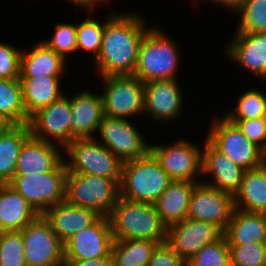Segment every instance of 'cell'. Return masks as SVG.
I'll use <instances>...</instances> for the list:
<instances>
[{"label":"cell","instance_id":"obj_17","mask_svg":"<svg viewBox=\"0 0 266 266\" xmlns=\"http://www.w3.org/2000/svg\"><path fill=\"white\" fill-rule=\"evenodd\" d=\"M177 82L173 79L144 83V114L162 122L178 118L184 99Z\"/></svg>","mask_w":266,"mask_h":266},{"label":"cell","instance_id":"obj_21","mask_svg":"<svg viewBox=\"0 0 266 266\" xmlns=\"http://www.w3.org/2000/svg\"><path fill=\"white\" fill-rule=\"evenodd\" d=\"M58 147L30 136L21 147L15 175H38L54 171L66 160Z\"/></svg>","mask_w":266,"mask_h":266},{"label":"cell","instance_id":"obj_12","mask_svg":"<svg viewBox=\"0 0 266 266\" xmlns=\"http://www.w3.org/2000/svg\"><path fill=\"white\" fill-rule=\"evenodd\" d=\"M71 116L70 98L63 95L30 116L31 136L64 149L71 142Z\"/></svg>","mask_w":266,"mask_h":266},{"label":"cell","instance_id":"obj_1","mask_svg":"<svg viewBox=\"0 0 266 266\" xmlns=\"http://www.w3.org/2000/svg\"><path fill=\"white\" fill-rule=\"evenodd\" d=\"M145 23L135 12L107 17L101 50L94 60L101 77L134 75L139 46L148 29Z\"/></svg>","mask_w":266,"mask_h":266},{"label":"cell","instance_id":"obj_28","mask_svg":"<svg viewBox=\"0 0 266 266\" xmlns=\"http://www.w3.org/2000/svg\"><path fill=\"white\" fill-rule=\"evenodd\" d=\"M61 77L19 78L22 85L23 104L29 117L38 109L64 95L59 87Z\"/></svg>","mask_w":266,"mask_h":266},{"label":"cell","instance_id":"obj_40","mask_svg":"<svg viewBox=\"0 0 266 266\" xmlns=\"http://www.w3.org/2000/svg\"><path fill=\"white\" fill-rule=\"evenodd\" d=\"M253 144L266 153V117L230 120Z\"/></svg>","mask_w":266,"mask_h":266},{"label":"cell","instance_id":"obj_15","mask_svg":"<svg viewBox=\"0 0 266 266\" xmlns=\"http://www.w3.org/2000/svg\"><path fill=\"white\" fill-rule=\"evenodd\" d=\"M113 234L109 218L100 216L92 225L64 243L65 261L112 257Z\"/></svg>","mask_w":266,"mask_h":266},{"label":"cell","instance_id":"obj_34","mask_svg":"<svg viewBox=\"0 0 266 266\" xmlns=\"http://www.w3.org/2000/svg\"><path fill=\"white\" fill-rule=\"evenodd\" d=\"M186 266H231L229 246L225 235L205 245L186 263Z\"/></svg>","mask_w":266,"mask_h":266},{"label":"cell","instance_id":"obj_24","mask_svg":"<svg viewBox=\"0 0 266 266\" xmlns=\"http://www.w3.org/2000/svg\"><path fill=\"white\" fill-rule=\"evenodd\" d=\"M224 235L228 245L266 244V213L235 208Z\"/></svg>","mask_w":266,"mask_h":266},{"label":"cell","instance_id":"obj_7","mask_svg":"<svg viewBox=\"0 0 266 266\" xmlns=\"http://www.w3.org/2000/svg\"><path fill=\"white\" fill-rule=\"evenodd\" d=\"M65 160L54 170L34 175H14L8 183L42 215L48 208L65 200Z\"/></svg>","mask_w":266,"mask_h":266},{"label":"cell","instance_id":"obj_44","mask_svg":"<svg viewBox=\"0 0 266 266\" xmlns=\"http://www.w3.org/2000/svg\"><path fill=\"white\" fill-rule=\"evenodd\" d=\"M69 2L74 3L77 6H80L82 8L85 9H90L93 10L92 8H94V6L98 3H100V5L104 2V3H108V0H68Z\"/></svg>","mask_w":266,"mask_h":266},{"label":"cell","instance_id":"obj_4","mask_svg":"<svg viewBox=\"0 0 266 266\" xmlns=\"http://www.w3.org/2000/svg\"><path fill=\"white\" fill-rule=\"evenodd\" d=\"M172 181L149 153L145 157L122 163L120 197L154 204Z\"/></svg>","mask_w":266,"mask_h":266},{"label":"cell","instance_id":"obj_13","mask_svg":"<svg viewBox=\"0 0 266 266\" xmlns=\"http://www.w3.org/2000/svg\"><path fill=\"white\" fill-rule=\"evenodd\" d=\"M97 132L102 144L122 162L139 159L150 153V145L128 119L104 115Z\"/></svg>","mask_w":266,"mask_h":266},{"label":"cell","instance_id":"obj_33","mask_svg":"<svg viewBox=\"0 0 266 266\" xmlns=\"http://www.w3.org/2000/svg\"><path fill=\"white\" fill-rule=\"evenodd\" d=\"M237 106L225 117L229 120L254 119L266 117V94L260 90H247L237 98Z\"/></svg>","mask_w":266,"mask_h":266},{"label":"cell","instance_id":"obj_41","mask_svg":"<svg viewBox=\"0 0 266 266\" xmlns=\"http://www.w3.org/2000/svg\"><path fill=\"white\" fill-rule=\"evenodd\" d=\"M147 266H186V263L165 242L156 246Z\"/></svg>","mask_w":266,"mask_h":266},{"label":"cell","instance_id":"obj_18","mask_svg":"<svg viewBox=\"0 0 266 266\" xmlns=\"http://www.w3.org/2000/svg\"><path fill=\"white\" fill-rule=\"evenodd\" d=\"M203 148L201 174H212L213 180L202 182L234 196L240 189L246 170L234 164L207 139Z\"/></svg>","mask_w":266,"mask_h":266},{"label":"cell","instance_id":"obj_42","mask_svg":"<svg viewBox=\"0 0 266 266\" xmlns=\"http://www.w3.org/2000/svg\"><path fill=\"white\" fill-rule=\"evenodd\" d=\"M112 263V257H99L90 260L65 261L64 266H111Z\"/></svg>","mask_w":266,"mask_h":266},{"label":"cell","instance_id":"obj_32","mask_svg":"<svg viewBox=\"0 0 266 266\" xmlns=\"http://www.w3.org/2000/svg\"><path fill=\"white\" fill-rule=\"evenodd\" d=\"M235 13L240 16L236 32L266 33V0H245Z\"/></svg>","mask_w":266,"mask_h":266},{"label":"cell","instance_id":"obj_14","mask_svg":"<svg viewBox=\"0 0 266 266\" xmlns=\"http://www.w3.org/2000/svg\"><path fill=\"white\" fill-rule=\"evenodd\" d=\"M234 209L233 195L198 182L191 194L187 218L210 222L224 232Z\"/></svg>","mask_w":266,"mask_h":266},{"label":"cell","instance_id":"obj_26","mask_svg":"<svg viewBox=\"0 0 266 266\" xmlns=\"http://www.w3.org/2000/svg\"><path fill=\"white\" fill-rule=\"evenodd\" d=\"M197 183L172 181L154 203L157 213L167 228L187 218L191 194Z\"/></svg>","mask_w":266,"mask_h":266},{"label":"cell","instance_id":"obj_11","mask_svg":"<svg viewBox=\"0 0 266 266\" xmlns=\"http://www.w3.org/2000/svg\"><path fill=\"white\" fill-rule=\"evenodd\" d=\"M150 153L173 181H198L201 174L202 150L188 140H178L173 144L150 145Z\"/></svg>","mask_w":266,"mask_h":266},{"label":"cell","instance_id":"obj_23","mask_svg":"<svg viewBox=\"0 0 266 266\" xmlns=\"http://www.w3.org/2000/svg\"><path fill=\"white\" fill-rule=\"evenodd\" d=\"M40 214L9 184H0V232L20 231Z\"/></svg>","mask_w":266,"mask_h":266},{"label":"cell","instance_id":"obj_5","mask_svg":"<svg viewBox=\"0 0 266 266\" xmlns=\"http://www.w3.org/2000/svg\"><path fill=\"white\" fill-rule=\"evenodd\" d=\"M121 179H109L85 173H67L65 201L89 208L108 217L120 197Z\"/></svg>","mask_w":266,"mask_h":266},{"label":"cell","instance_id":"obj_19","mask_svg":"<svg viewBox=\"0 0 266 266\" xmlns=\"http://www.w3.org/2000/svg\"><path fill=\"white\" fill-rule=\"evenodd\" d=\"M71 104V142L78 139H94L104 116L101 94L83 90L70 98Z\"/></svg>","mask_w":266,"mask_h":266},{"label":"cell","instance_id":"obj_25","mask_svg":"<svg viewBox=\"0 0 266 266\" xmlns=\"http://www.w3.org/2000/svg\"><path fill=\"white\" fill-rule=\"evenodd\" d=\"M65 59L49 48L43 41L37 42L30 51L22 50L20 78L62 76L66 69Z\"/></svg>","mask_w":266,"mask_h":266},{"label":"cell","instance_id":"obj_6","mask_svg":"<svg viewBox=\"0 0 266 266\" xmlns=\"http://www.w3.org/2000/svg\"><path fill=\"white\" fill-rule=\"evenodd\" d=\"M94 139H78L65 148L70 158L67 173L92 174L109 179H121L122 161L105 145Z\"/></svg>","mask_w":266,"mask_h":266},{"label":"cell","instance_id":"obj_20","mask_svg":"<svg viewBox=\"0 0 266 266\" xmlns=\"http://www.w3.org/2000/svg\"><path fill=\"white\" fill-rule=\"evenodd\" d=\"M225 53L251 74L266 78V33L236 32Z\"/></svg>","mask_w":266,"mask_h":266},{"label":"cell","instance_id":"obj_8","mask_svg":"<svg viewBox=\"0 0 266 266\" xmlns=\"http://www.w3.org/2000/svg\"><path fill=\"white\" fill-rule=\"evenodd\" d=\"M206 139L234 164L245 170L254 169L265 163V153L253 144L237 125L225 116L213 119Z\"/></svg>","mask_w":266,"mask_h":266},{"label":"cell","instance_id":"obj_45","mask_svg":"<svg viewBox=\"0 0 266 266\" xmlns=\"http://www.w3.org/2000/svg\"><path fill=\"white\" fill-rule=\"evenodd\" d=\"M12 124L0 114V135L8 130Z\"/></svg>","mask_w":266,"mask_h":266},{"label":"cell","instance_id":"obj_16","mask_svg":"<svg viewBox=\"0 0 266 266\" xmlns=\"http://www.w3.org/2000/svg\"><path fill=\"white\" fill-rule=\"evenodd\" d=\"M223 234L215 224L186 218L168 227L166 243L187 263L200 249Z\"/></svg>","mask_w":266,"mask_h":266},{"label":"cell","instance_id":"obj_27","mask_svg":"<svg viewBox=\"0 0 266 266\" xmlns=\"http://www.w3.org/2000/svg\"><path fill=\"white\" fill-rule=\"evenodd\" d=\"M237 209L266 213V164L246 170L239 191L234 195Z\"/></svg>","mask_w":266,"mask_h":266},{"label":"cell","instance_id":"obj_3","mask_svg":"<svg viewBox=\"0 0 266 266\" xmlns=\"http://www.w3.org/2000/svg\"><path fill=\"white\" fill-rule=\"evenodd\" d=\"M164 33L159 27L148 28L141 40L134 76L144 83L177 78L178 47L175 40Z\"/></svg>","mask_w":266,"mask_h":266},{"label":"cell","instance_id":"obj_22","mask_svg":"<svg viewBox=\"0 0 266 266\" xmlns=\"http://www.w3.org/2000/svg\"><path fill=\"white\" fill-rule=\"evenodd\" d=\"M42 215L63 244L100 217L92 209L75 206L65 200L48 208Z\"/></svg>","mask_w":266,"mask_h":266},{"label":"cell","instance_id":"obj_37","mask_svg":"<svg viewBox=\"0 0 266 266\" xmlns=\"http://www.w3.org/2000/svg\"><path fill=\"white\" fill-rule=\"evenodd\" d=\"M231 266H265L266 244L228 245Z\"/></svg>","mask_w":266,"mask_h":266},{"label":"cell","instance_id":"obj_35","mask_svg":"<svg viewBox=\"0 0 266 266\" xmlns=\"http://www.w3.org/2000/svg\"><path fill=\"white\" fill-rule=\"evenodd\" d=\"M0 266H27L21 231L0 232Z\"/></svg>","mask_w":266,"mask_h":266},{"label":"cell","instance_id":"obj_43","mask_svg":"<svg viewBox=\"0 0 266 266\" xmlns=\"http://www.w3.org/2000/svg\"><path fill=\"white\" fill-rule=\"evenodd\" d=\"M206 1V0H205ZM209 2H215V3H220V5L222 4V6L226 9H232L234 12H236L244 3L245 0H207Z\"/></svg>","mask_w":266,"mask_h":266},{"label":"cell","instance_id":"obj_39","mask_svg":"<svg viewBox=\"0 0 266 266\" xmlns=\"http://www.w3.org/2000/svg\"><path fill=\"white\" fill-rule=\"evenodd\" d=\"M22 50L0 41V78H20V57Z\"/></svg>","mask_w":266,"mask_h":266},{"label":"cell","instance_id":"obj_10","mask_svg":"<svg viewBox=\"0 0 266 266\" xmlns=\"http://www.w3.org/2000/svg\"><path fill=\"white\" fill-rule=\"evenodd\" d=\"M20 231L27 266H64V244L43 215Z\"/></svg>","mask_w":266,"mask_h":266},{"label":"cell","instance_id":"obj_30","mask_svg":"<svg viewBox=\"0 0 266 266\" xmlns=\"http://www.w3.org/2000/svg\"><path fill=\"white\" fill-rule=\"evenodd\" d=\"M158 243L149 240H114L112 258L115 266H147Z\"/></svg>","mask_w":266,"mask_h":266},{"label":"cell","instance_id":"obj_9","mask_svg":"<svg viewBox=\"0 0 266 266\" xmlns=\"http://www.w3.org/2000/svg\"><path fill=\"white\" fill-rule=\"evenodd\" d=\"M104 115L127 119L144 114V82L134 75L101 77Z\"/></svg>","mask_w":266,"mask_h":266},{"label":"cell","instance_id":"obj_31","mask_svg":"<svg viewBox=\"0 0 266 266\" xmlns=\"http://www.w3.org/2000/svg\"><path fill=\"white\" fill-rule=\"evenodd\" d=\"M0 114L12 125L28 124L20 79L0 78Z\"/></svg>","mask_w":266,"mask_h":266},{"label":"cell","instance_id":"obj_29","mask_svg":"<svg viewBox=\"0 0 266 266\" xmlns=\"http://www.w3.org/2000/svg\"><path fill=\"white\" fill-rule=\"evenodd\" d=\"M30 136L28 124L12 125L0 135V184L12 180L21 147Z\"/></svg>","mask_w":266,"mask_h":266},{"label":"cell","instance_id":"obj_36","mask_svg":"<svg viewBox=\"0 0 266 266\" xmlns=\"http://www.w3.org/2000/svg\"><path fill=\"white\" fill-rule=\"evenodd\" d=\"M103 31L104 23H99L91 17L81 21L80 24L77 23V51L91 52L94 55L93 60H95L101 50Z\"/></svg>","mask_w":266,"mask_h":266},{"label":"cell","instance_id":"obj_38","mask_svg":"<svg viewBox=\"0 0 266 266\" xmlns=\"http://www.w3.org/2000/svg\"><path fill=\"white\" fill-rule=\"evenodd\" d=\"M43 42L66 60L68 53L77 51L76 25L67 22L57 23L52 38Z\"/></svg>","mask_w":266,"mask_h":266},{"label":"cell","instance_id":"obj_2","mask_svg":"<svg viewBox=\"0 0 266 266\" xmlns=\"http://www.w3.org/2000/svg\"><path fill=\"white\" fill-rule=\"evenodd\" d=\"M114 240L141 239L166 242L167 226L152 203L119 197L108 216Z\"/></svg>","mask_w":266,"mask_h":266}]
</instances>
